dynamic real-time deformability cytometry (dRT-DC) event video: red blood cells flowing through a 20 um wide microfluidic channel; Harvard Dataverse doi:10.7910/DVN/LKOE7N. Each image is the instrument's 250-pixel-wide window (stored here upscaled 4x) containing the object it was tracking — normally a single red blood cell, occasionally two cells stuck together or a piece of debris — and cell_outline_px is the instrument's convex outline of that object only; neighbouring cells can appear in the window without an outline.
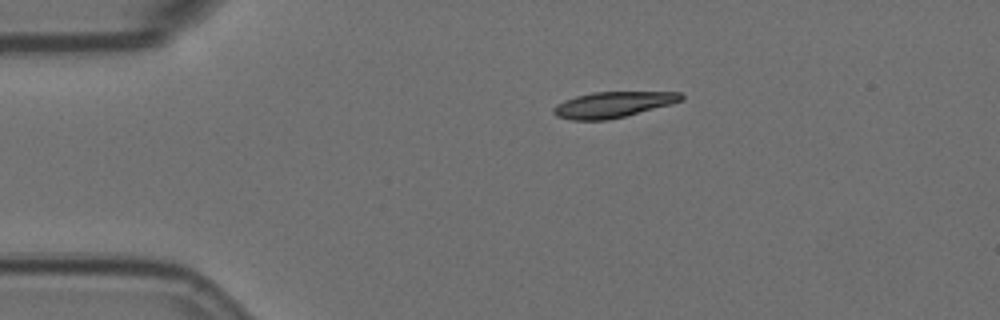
{"species": "Egyptian fruit bat (a non-hibernating species)", "species_latin": "Rousettus aegyptiacus", "temperature_condition": "room temperature", "stored_images_in_passage": 3, "camera_frame_rate_fps": 3000, "um_per_image_px": 0.085, "animal": {"sex": "female"}, "frame": {"image": 1, "passage_image": 1, "time_ms": 0.0, "image_size_px": [1000, 320], "cell_outline_px": [[684, 100], [672, 104], [608, 120], [572, 120], [556, 116], [552, 112], [552, 108], [556, 104], [564, 100], [576, 96], [592, 92], [680, 92], [684, 96]], "centroid_in_image_um": [52.08, 8.89], "position_along_channel_um": 32.9, "area_um2": 19.25}}
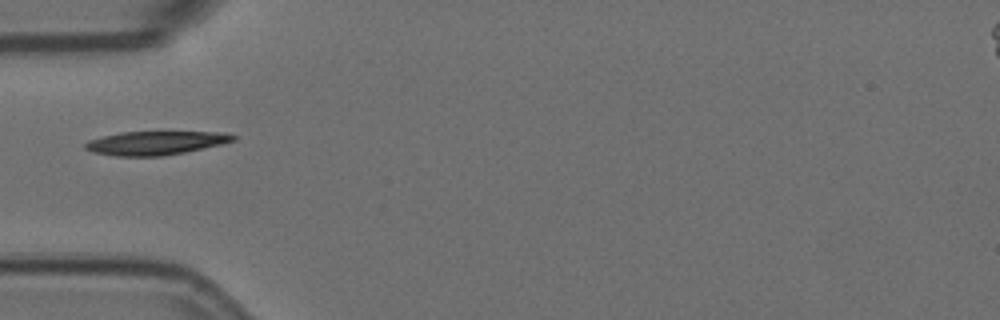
{"frame": {"image": 2, "passage_image": 3, "time_ms": 0.667, "image_size_px": [1000, 320], "cell_outline_px": [[236, 140], [220, 144], [184, 152], [160, 156], [116, 156], [96, 152], [84, 148], [84, 144], [88, 140], [120, 132], [224, 132], [236, 136]], "centroid_in_image_um": [13.22, 12.14], "position_along_channel_um": 71.8, "area_um2": 20.11}}